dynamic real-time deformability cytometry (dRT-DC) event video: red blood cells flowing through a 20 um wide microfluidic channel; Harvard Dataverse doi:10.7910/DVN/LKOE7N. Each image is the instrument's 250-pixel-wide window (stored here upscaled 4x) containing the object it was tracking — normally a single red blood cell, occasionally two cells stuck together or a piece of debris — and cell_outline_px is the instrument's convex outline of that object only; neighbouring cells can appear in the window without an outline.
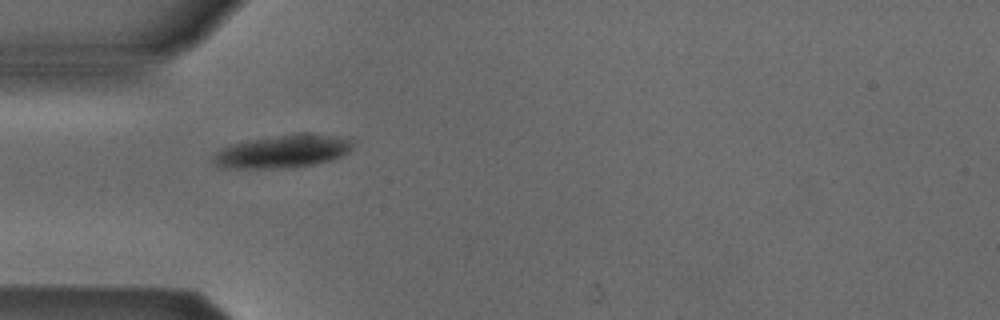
{"species": "Egyptian fruit bat (a non-hibernating species)", "species_latin": "Rousettus aegyptiacus", "temperature_condition": "cold", "stored_images_in_passage": 27, "camera_frame_rate_fps": 3000, "um_per_image_px": 0.085, "animal": {"sex": "male"}, "frame": {"image": 1, "passage_image": 1, "time_ms": 0.0, "image_size_px": [1000, 320], "cell_outline_px": [[352, 148], [344, 156], [332, 160], [312, 164], [288, 168], [220, 168], [212, 160], [212, 156], [220, 148], [232, 144], [248, 140], [304, 132], [352, 136]], "centroid_in_image_um": [24.11, 12.85], "position_along_channel_um": 60.9, "area_um2": 27.34}}
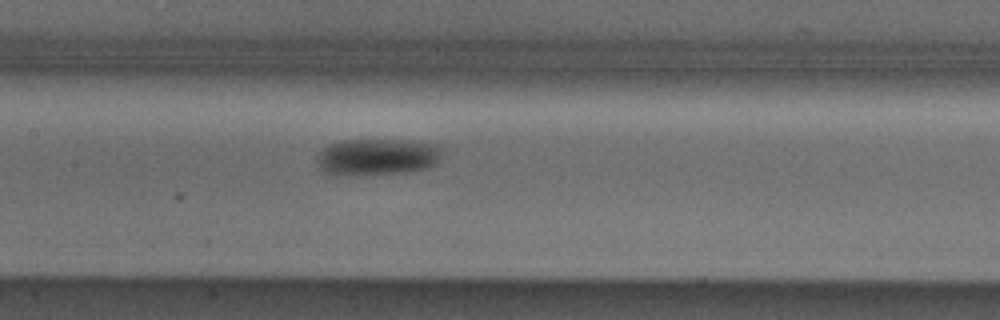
{"frame": {"image": 2, "passage_image": 10, "time_ms": 3.0, "image_size_px": [1000, 320], "cell_outline_px": [[444, 148], [440, 160], [436, 164], [428, 168], [408, 172], [348, 176], [324, 172], [320, 168], [316, 160], [316, 156], [328, 144], [344, 140], [412, 140], [436, 144]], "centroid_in_image_um": [32.11, 13.34], "position_along_channel_um": 175.3, "area_um2": 27.28}}
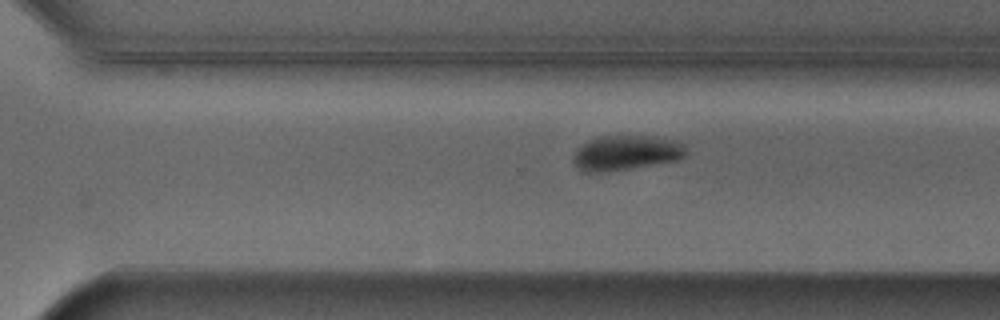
{"frame": {"image": 3, "passage_image": 21, "time_ms": 6.667, "image_size_px": [1000, 320], "cell_outline_px": [[688, 152], [680, 160], [608, 172], [584, 172], [572, 160], [572, 156], [588, 140], [604, 136], [648, 136], [676, 140], [684, 144]], "centroid_in_image_um": [53.27, 13.0], "position_along_channel_um": 317.3, "area_um2": 22.89}, "authors_computed_cell_mechanics": {"area_um2": 25.0274, "velocity_mm_per_s": 3.8868, "shape_relaxation_time_tau1_ms": 2.2033, "shape_relaxation_time_tau2_ms": null, "deformation_change_tau1": 0.1026, "deformation_change_tau2": null}}